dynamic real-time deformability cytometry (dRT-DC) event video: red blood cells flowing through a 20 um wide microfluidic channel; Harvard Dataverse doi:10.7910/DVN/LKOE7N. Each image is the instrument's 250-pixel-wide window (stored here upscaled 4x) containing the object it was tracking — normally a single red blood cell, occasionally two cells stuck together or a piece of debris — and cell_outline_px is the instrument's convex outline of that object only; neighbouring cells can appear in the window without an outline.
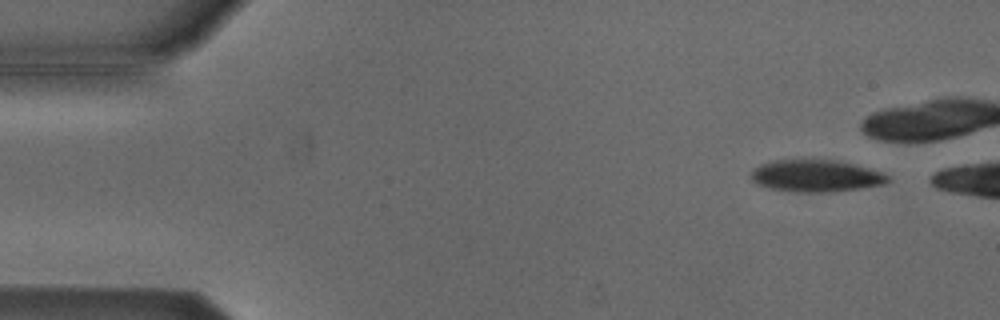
{"species": "Egyptian fruit bat (a non-hibernating species)", "species_latin": "Rousettus aegyptiacus", "temperature_condition": "cold", "stored_images_in_passage": 3, "camera_frame_rate_fps": 3000, "um_per_image_px": 0.085, "animal": {"sex": "male"}, "frame": {"image": 1, "passage_image": 1, "time_ms": 0.0, "image_size_px": [1000, 320], "cell_outline_px": [[892, 180], [884, 184], [860, 188], [828, 192], [796, 192], [772, 188], [756, 184], [752, 180], [752, 172], [760, 164], [772, 160], [832, 160], [852, 164], [868, 168], [880, 172], [888, 176]], "centroid_in_image_um": [69.35, 14.95], "position_along_channel_um": 15.6, "area_um2": 25.14}}